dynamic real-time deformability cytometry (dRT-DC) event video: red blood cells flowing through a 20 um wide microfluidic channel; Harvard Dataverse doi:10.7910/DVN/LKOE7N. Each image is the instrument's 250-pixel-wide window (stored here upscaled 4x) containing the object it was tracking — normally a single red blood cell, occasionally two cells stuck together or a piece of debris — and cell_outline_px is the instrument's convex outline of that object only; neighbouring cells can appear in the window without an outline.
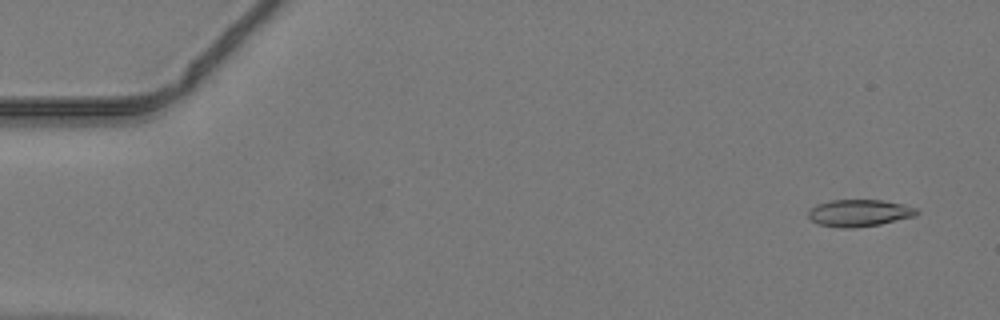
{"species": "common noctule bat (a hibernating species)", "species_latin": "Nyctalus noctula", "temperature_condition": "warm", "stored_images_in_passage": 48, "camera_frame_rate_fps": 3000, "um_per_image_px": 0.085, "animal": {"sex": "male", "body_mass_g": 19.2, "forearm_length_mm": 51.8}, "frame": {"image": 1, "passage_image": 3, "time_ms": 0.667, "image_size_px": [1000, 320], "cell_outline_px": [[920, 212], [916, 216], [880, 224], [852, 228], [840, 228], [816, 224], [808, 216], [808, 208], [816, 204], [832, 200], [884, 200], [904, 204], [916, 208]], "centroid_in_image_um": [73.02, 18.1], "position_along_channel_um": 12.0, "area_um2": 17.28}}
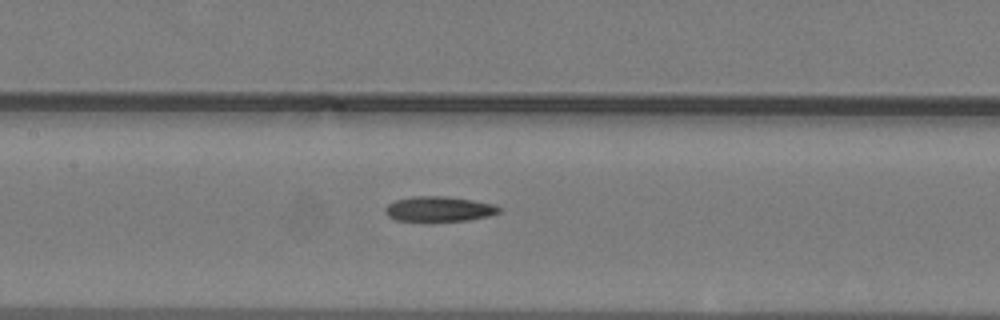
{"frame": {"image": 2, "passage_image": 23, "time_ms": 7.333, "image_size_px": [1000, 320], "cell_outline_px": [[504, 208], [500, 212], [488, 216], [468, 220], [396, 220], [388, 216], [384, 212], [384, 208], [388, 204], [396, 200], [412, 196], [444, 196], [472, 200], [496, 204]], "centroid_in_image_um": [37.35, 17.74], "position_along_channel_um": 170.1, "area_um2": 16.53}}
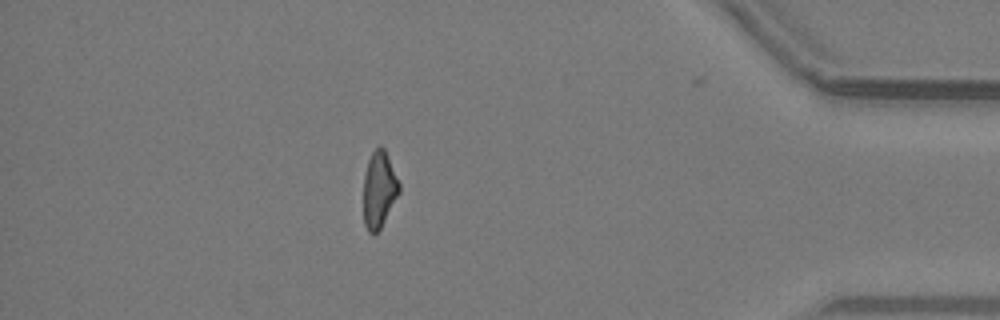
{"frame": {"image": 3, "passage_image": 42, "time_ms": 13.667, "image_size_px": [1000, 320], "cell_outline_px": [[400, 192], [380, 228], [372, 236], [368, 232], [364, 224], [364, 176], [368, 160], [372, 152], [380, 144], [384, 148], [400, 184]], "centroid_in_image_um": [32.22, 16.12], "position_along_channel_um": 403.0, "area_um2": 15.78}}